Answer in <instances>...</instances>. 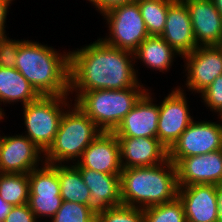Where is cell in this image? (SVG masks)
Listing matches in <instances>:
<instances>
[{
  "label": "cell",
  "mask_w": 222,
  "mask_h": 222,
  "mask_svg": "<svg viewBox=\"0 0 222 222\" xmlns=\"http://www.w3.org/2000/svg\"><path fill=\"white\" fill-rule=\"evenodd\" d=\"M69 52V91L144 87L134 68L133 52L110 46L100 38Z\"/></svg>",
  "instance_id": "1"
},
{
  "label": "cell",
  "mask_w": 222,
  "mask_h": 222,
  "mask_svg": "<svg viewBox=\"0 0 222 222\" xmlns=\"http://www.w3.org/2000/svg\"><path fill=\"white\" fill-rule=\"evenodd\" d=\"M15 68L40 96L69 95L70 52L37 41L20 43Z\"/></svg>",
  "instance_id": "2"
},
{
  "label": "cell",
  "mask_w": 222,
  "mask_h": 222,
  "mask_svg": "<svg viewBox=\"0 0 222 222\" xmlns=\"http://www.w3.org/2000/svg\"><path fill=\"white\" fill-rule=\"evenodd\" d=\"M122 204L146 209L174 200L178 196L175 164L168 159L150 167L122 168Z\"/></svg>",
  "instance_id": "3"
},
{
  "label": "cell",
  "mask_w": 222,
  "mask_h": 222,
  "mask_svg": "<svg viewBox=\"0 0 222 222\" xmlns=\"http://www.w3.org/2000/svg\"><path fill=\"white\" fill-rule=\"evenodd\" d=\"M147 91L150 90L146 87H131L121 90L69 91V95L76 93L74 104L101 131L113 132Z\"/></svg>",
  "instance_id": "4"
},
{
  "label": "cell",
  "mask_w": 222,
  "mask_h": 222,
  "mask_svg": "<svg viewBox=\"0 0 222 222\" xmlns=\"http://www.w3.org/2000/svg\"><path fill=\"white\" fill-rule=\"evenodd\" d=\"M73 106L64 111L54 141L43 154L44 163L65 164L70 160L77 163L84 150L102 132L77 105Z\"/></svg>",
  "instance_id": "5"
},
{
  "label": "cell",
  "mask_w": 222,
  "mask_h": 222,
  "mask_svg": "<svg viewBox=\"0 0 222 222\" xmlns=\"http://www.w3.org/2000/svg\"><path fill=\"white\" fill-rule=\"evenodd\" d=\"M67 96H39L23 106L25 136L43 153L53 143L64 110L70 106Z\"/></svg>",
  "instance_id": "6"
},
{
  "label": "cell",
  "mask_w": 222,
  "mask_h": 222,
  "mask_svg": "<svg viewBox=\"0 0 222 222\" xmlns=\"http://www.w3.org/2000/svg\"><path fill=\"white\" fill-rule=\"evenodd\" d=\"M101 16L107 20L110 31L109 36L101 39L110 46L134 53L150 36L136 0L114 6Z\"/></svg>",
  "instance_id": "7"
},
{
  "label": "cell",
  "mask_w": 222,
  "mask_h": 222,
  "mask_svg": "<svg viewBox=\"0 0 222 222\" xmlns=\"http://www.w3.org/2000/svg\"><path fill=\"white\" fill-rule=\"evenodd\" d=\"M42 166V168H41ZM28 173L30 210L36 218H52L62 204L57 164L42 163Z\"/></svg>",
  "instance_id": "8"
},
{
  "label": "cell",
  "mask_w": 222,
  "mask_h": 222,
  "mask_svg": "<svg viewBox=\"0 0 222 222\" xmlns=\"http://www.w3.org/2000/svg\"><path fill=\"white\" fill-rule=\"evenodd\" d=\"M222 149V124L193 121L168 149V158L204 155Z\"/></svg>",
  "instance_id": "9"
},
{
  "label": "cell",
  "mask_w": 222,
  "mask_h": 222,
  "mask_svg": "<svg viewBox=\"0 0 222 222\" xmlns=\"http://www.w3.org/2000/svg\"><path fill=\"white\" fill-rule=\"evenodd\" d=\"M178 86L159 104L158 139L169 149L193 122L184 90Z\"/></svg>",
  "instance_id": "10"
},
{
  "label": "cell",
  "mask_w": 222,
  "mask_h": 222,
  "mask_svg": "<svg viewBox=\"0 0 222 222\" xmlns=\"http://www.w3.org/2000/svg\"><path fill=\"white\" fill-rule=\"evenodd\" d=\"M181 58L187 62L185 85L192 93H201L222 75V52L218 46H198Z\"/></svg>",
  "instance_id": "11"
},
{
  "label": "cell",
  "mask_w": 222,
  "mask_h": 222,
  "mask_svg": "<svg viewBox=\"0 0 222 222\" xmlns=\"http://www.w3.org/2000/svg\"><path fill=\"white\" fill-rule=\"evenodd\" d=\"M44 154L27 136H0V173L28 174L44 162ZM42 157V160L41 158Z\"/></svg>",
  "instance_id": "12"
},
{
  "label": "cell",
  "mask_w": 222,
  "mask_h": 222,
  "mask_svg": "<svg viewBox=\"0 0 222 222\" xmlns=\"http://www.w3.org/2000/svg\"><path fill=\"white\" fill-rule=\"evenodd\" d=\"M176 166L178 187L222 184V149L186 158H168Z\"/></svg>",
  "instance_id": "13"
},
{
  "label": "cell",
  "mask_w": 222,
  "mask_h": 222,
  "mask_svg": "<svg viewBox=\"0 0 222 222\" xmlns=\"http://www.w3.org/2000/svg\"><path fill=\"white\" fill-rule=\"evenodd\" d=\"M76 168H87L105 174L120 175V145L113 132L102 131L84 150Z\"/></svg>",
  "instance_id": "14"
},
{
  "label": "cell",
  "mask_w": 222,
  "mask_h": 222,
  "mask_svg": "<svg viewBox=\"0 0 222 222\" xmlns=\"http://www.w3.org/2000/svg\"><path fill=\"white\" fill-rule=\"evenodd\" d=\"M146 92L113 133L117 138H158L159 104Z\"/></svg>",
  "instance_id": "15"
},
{
  "label": "cell",
  "mask_w": 222,
  "mask_h": 222,
  "mask_svg": "<svg viewBox=\"0 0 222 222\" xmlns=\"http://www.w3.org/2000/svg\"><path fill=\"white\" fill-rule=\"evenodd\" d=\"M190 14L198 46H217L222 41V15L212 0H182Z\"/></svg>",
  "instance_id": "16"
},
{
  "label": "cell",
  "mask_w": 222,
  "mask_h": 222,
  "mask_svg": "<svg viewBox=\"0 0 222 222\" xmlns=\"http://www.w3.org/2000/svg\"><path fill=\"white\" fill-rule=\"evenodd\" d=\"M77 169L90 190L91 197L87 206L95 216L104 213L110 207L122 204L120 175L105 174L87 168Z\"/></svg>",
  "instance_id": "17"
},
{
  "label": "cell",
  "mask_w": 222,
  "mask_h": 222,
  "mask_svg": "<svg viewBox=\"0 0 222 222\" xmlns=\"http://www.w3.org/2000/svg\"><path fill=\"white\" fill-rule=\"evenodd\" d=\"M187 222H217L216 185L193 184L178 188Z\"/></svg>",
  "instance_id": "18"
},
{
  "label": "cell",
  "mask_w": 222,
  "mask_h": 222,
  "mask_svg": "<svg viewBox=\"0 0 222 222\" xmlns=\"http://www.w3.org/2000/svg\"><path fill=\"white\" fill-rule=\"evenodd\" d=\"M118 141L122 168L150 167L168 160V149L158 138H118Z\"/></svg>",
  "instance_id": "19"
},
{
  "label": "cell",
  "mask_w": 222,
  "mask_h": 222,
  "mask_svg": "<svg viewBox=\"0 0 222 222\" xmlns=\"http://www.w3.org/2000/svg\"><path fill=\"white\" fill-rule=\"evenodd\" d=\"M161 37L182 57L197 48L189 10L182 0H175L169 7Z\"/></svg>",
  "instance_id": "20"
},
{
  "label": "cell",
  "mask_w": 222,
  "mask_h": 222,
  "mask_svg": "<svg viewBox=\"0 0 222 222\" xmlns=\"http://www.w3.org/2000/svg\"><path fill=\"white\" fill-rule=\"evenodd\" d=\"M40 95L16 68L0 67V104L21 102L26 105L35 101ZM0 107V114L5 112Z\"/></svg>",
  "instance_id": "21"
},
{
  "label": "cell",
  "mask_w": 222,
  "mask_h": 222,
  "mask_svg": "<svg viewBox=\"0 0 222 222\" xmlns=\"http://www.w3.org/2000/svg\"><path fill=\"white\" fill-rule=\"evenodd\" d=\"M176 55L180 56L161 36H148L134 52L135 61L159 72L170 70Z\"/></svg>",
  "instance_id": "22"
},
{
  "label": "cell",
  "mask_w": 222,
  "mask_h": 222,
  "mask_svg": "<svg viewBox=\"0 0 222 222\" xmlns=\"http://www.w3.org/2000/svg\"><path fill=\"white\" fill-rule=\"evenodd\" d=\"M57 175L62 200L87 205L91 197L90 190L84 183L80 171L73 164H57Z\"/></svg>",
  "instance_id": "23"
},
{
  "label": "cell",
  "mask_w": 222,
  "mask_h": 222,
  "mask_svg": "<svg viewBox=\"0 0 222 222\" xmlns=\"http://www.w3.org/2000/svg\"><path fill=\"white\" fill-rule=\"evenodd\" d=\"M0 197L12 206L29 201L28 174L0 173Z\"/></svg>",
  "instance_id": "24"
},
{
  "label": "cell",
  "mask_w": 222,
  "mask_h": 222,
  "mask_svg": "<svg viewBox=\"0 0 222 222\" xmlns=\"http://www.w3.org/2000/svg\"><path fill=\"white\" fill-rule=\"evenodd\" d=\"M150 36H161L166 23L168 7L175 0H136Z\"/></svg>",
  "instance_id": "25"
},
{
  "label": "cell",
  "mask_w": 222,
  "mask_h": 222,
  "mask_svg": "<svg viewBox=\"0 0 222 222\" xmlns=\"http://www.w3.org/2000/svg\"><path fill=\"white\" fill-rule=\"evenodd\" d=\"M144 222H187L182 201L174 200L143 209Z\"/></svg>",
  "instance_id": "26"
},
{
  "label": "cell",
  "mask_w": 222,
  "mask_h": 222,
  "mask_svg": "<svg viewBox=\"0 0 222 222\" xmlns=\"http://www.w3.org/2000/svg\"><path fill=\"white\" fill-rule=\"evenodd\" d=\"M50 222H95V215L87 205L62 201L61 207Z\"/></svg>",
  "instance_id": "27"
},
{
  "label": "cell",
  "mask_w": 222,
  "mask_h": 222,
  "mask_svg": "<svg viewBox=\"0 0 222 222\" xmlns=\"http://www.w3.org/2000/svg\"><path fill=\"white\" fill-rule=\"evenodd\" d=\"M95 222H144V211L121 204L95 216Z\"/></svg>",
  "instance_id": "28"
},
{
  "label": "cell",
  "mask_w": 222,
  "mask_h": 222,
  "mask_svg": "<svg viewBox=\"0 0 222 222\" xmlns=\"http://www.w3.org/2000/svg\"><path fill=\"white\" fill-rule=\"evenodd\" d=\"M204 104L220 117L222 115V75L201 92Z\"/></svg>",
  "instance_id": "29"
},
{
  "label": "cell",
  "mask_w": 222,
  "mask_h": 222,
  "mask_svg": "<svg viewBox=\"0 0 222 222\" xmlns=\"http://www.w3.org/2000/svg\"><path fill=\"white\" fill-rule=\"evenodd\" d=\"M23 40H12L7 35L0 39V67L15 68L18 48Z\"/></svg>",
  "instance_id": "30"
},
{
  "label": "cell",
  "mask_w": 222,
  "mask_h": 222,
  "mask_svg": "<svg viewBox=\"0 0 222 222\" xmlns=\"http://www.w3.org/2000/svg\"><path fill=\"white\" fill-rule=\"evenodd\" d=\"M35 214L27 204L13 206L3 222H37Z\"/></svg>",
  "instance_id": "31"
},
{
  "label": "cell",
  "mask_w": 222,
  "mask_h": 222,
  "mask_svg": "<svg viewBox=\"0 0 222 222\" xmlns=\"http://www.w3.org/2000/svg\"><path fill=\"white\" fill-rule=\"evenodd\" d=\"M87 1H89L92 5H95L94 8L96 7V10H98L100 14H103L105 11L111 9L114 6L130 3L135 0H87Z\"/></svg>",
  "instance_id": "32"
},
{
  "label": "cell",
  "mask_w": 222,
  "mask_h": 222,
  "mask_svg": "<svg viewBox=\"0 0 222 222\" xmlns=\"http://www.w3.org/2000/svg\"><path fill=\"white\" fill-rule=\"evenodd\" d=\"M13 0H0V34H2L3 36L6 35V31H5V24H6V18H7V13L8 8L10 6V4L12 3ZM10 3V4H9Z\"/></svg>",
  "instance_id": "33"
},
{
  "label": "cell",
  "mask_w": 222,
  "mask_h": 222,
  "mask_svg": "<svg viewBox=\"0 0 222 222\" xmlns=\"http://www.w3.org/2000/svg\"><path fill=\"white\" fill-rule=\"evenodd\" d=\"M218 218L217 222H222V184L216 185Z\"/></svg>",
  "instance_id": "34"
},
{
  "label": "cell",
  "mask_w": 222,
  "mask_h": 222,
  "mask_svg": "<svg viewBox=\"0 0 222 222\" xmlns=\"http://www.w3.org/2000/svg\"><path fill=\"white\" fill-rule=\"evenodd\" d=\"M12 207V205L8 204L0 197V222L4 221L7 214L11 211Z\"/></svg>",
  "instance_id": "35"
},
{
  "label": "cell",
  "mask_w": 222,
  "mask_h": 222,
  "mask_svg": "<svg viewBox=\"0 0 222 222\" xmlns=\"http://www.w3.org/2000/svg\"><path fill=\"white\" fill-rule=\"evenodd\" d=\"M214 3V6L219 11V13L222 15V0H212Z\"/></svg>",
  "instance_id": "36"
},
{
  "label": "cell",
  "mask_w": 222,
  "mask_h": 222,
  "mask_svg": "<svg viewBox=\"0 0 222 222\" xmlns=\"http://www.w3.org/2000/svg\"><path fill=\"white\" fill-rule=\"evenodd\" d=\"M218 46V48L221 50V52H222V41L217 45Z\"/></svg>",
  "instance_id": "37"
},
{
  "label": "cell",
  "mask_w": 222,
  "mask_h": 222,
  "mask_svg": "<svg viewBox=\"0 0 222 222\" xmlns=\"http://www.w3.org/2000/svg\"><path fill=\"white\" fill-rule=\"evenodd\" d=\"M2 119H4V117L0 114V121H1Z\"/></svg>",
  "instance_id": "38"
}]
</instances>
